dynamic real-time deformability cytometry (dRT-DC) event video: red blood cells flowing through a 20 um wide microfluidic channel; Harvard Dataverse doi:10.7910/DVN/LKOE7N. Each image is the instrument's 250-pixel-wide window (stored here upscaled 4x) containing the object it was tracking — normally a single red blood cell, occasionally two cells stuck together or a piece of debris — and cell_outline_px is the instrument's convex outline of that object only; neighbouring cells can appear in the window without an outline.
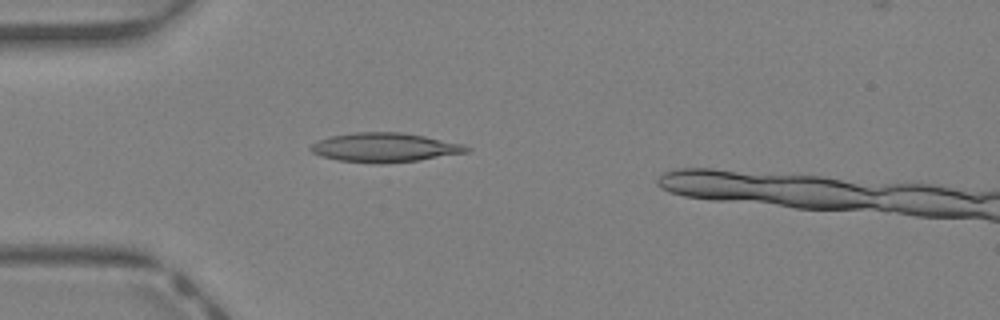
{"species": "Egyptian fruit bat (a non-hibernating species)", "species_latin": "Rousettus aegyptiacus", "temperature_condition": "warm", "stored_images_in_passage": 31, "camera_frame_rate_fps": 3000, "um_per_image_px": 0.085, "animal": {"sex": "female"}, "frame": {"image": 1, "passage_image": 4, "time_ms": 1.0, "image_size_px": [1000, 320], "cell_outline_px": [[472, 148], [468, 152], [420, 160], [340, 160], [320, 156], [312, 152], [308, 148], [312, 144], [328, 136], [356, 132], [400, 132], [424, 136], [464, 144]], "centroid_in_image_um": [32.72, 12.48], "position_along_channel_um": 52.3, "area_um2": 25.37}}
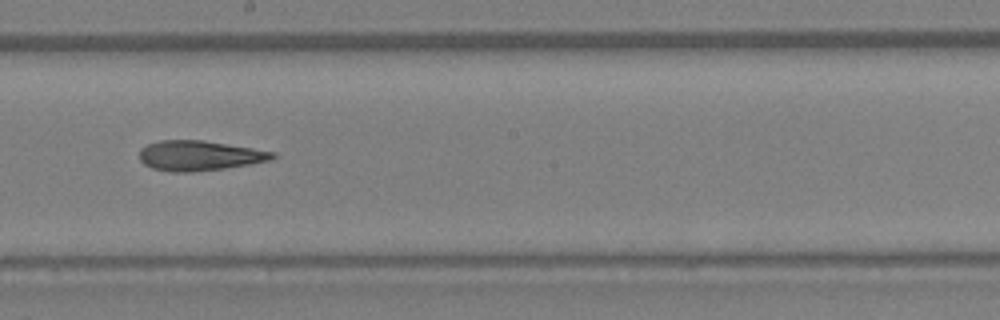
{"frame": {"image": 2, "passage_image": 16, "time_ms": 5.0, "image_size_px": [1000, 320], "cell_outline_px": [[276, 156], [268, 160], [252, 164], [224, 168], [192, 172], [172, 172], [152, 168], [144, 164], [140, 160], [140, 148], [148, 144], [160, 140], [204, 140], [276, 152]], "centroid_in_image_um": [16.93, 13.22], "position_along_channel_um": 231.3, "area_um2": 23.24}}
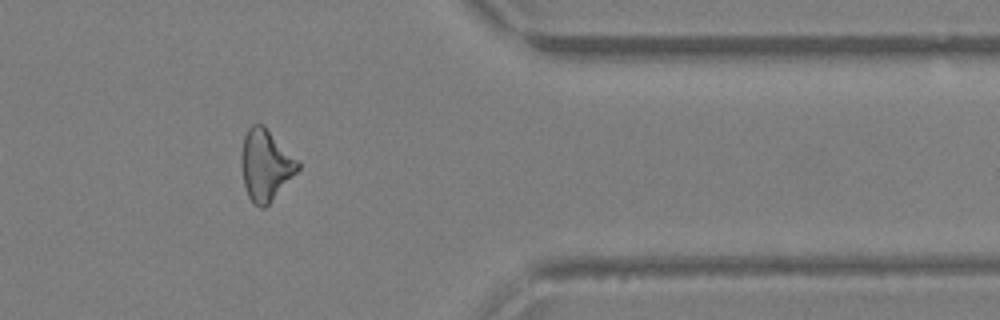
{"frame": {"image": 3, "passage_image": 27, "time_ms": 8.667, "image_size_px": [1000, 320], "cell_outline_px": [[300, 168], [268, 204], [264, 208], [260, 208], [252, 204], [248, 196], [244, 184], [240, 164], [240, 156], [244, 136], [248, 128], [252, 124], [264, 124], [300, 160]], "centroid_in_image_um": [22.57, 14.0], "position_along_channel_um": 388.8, "area_um2": 23.81}, "authors_computed_cell_mechanics": {"area_um2": 23.4668, "velocity_mm_per_s": 4.7568, "shape_relaxation_time_tau1_ms": 10.8954, "shape_relaxation_time_tau2_ms": 6.7063, "deformation_change_tau1": 0.2562, "deformation_change_tau2": 0.2129}}